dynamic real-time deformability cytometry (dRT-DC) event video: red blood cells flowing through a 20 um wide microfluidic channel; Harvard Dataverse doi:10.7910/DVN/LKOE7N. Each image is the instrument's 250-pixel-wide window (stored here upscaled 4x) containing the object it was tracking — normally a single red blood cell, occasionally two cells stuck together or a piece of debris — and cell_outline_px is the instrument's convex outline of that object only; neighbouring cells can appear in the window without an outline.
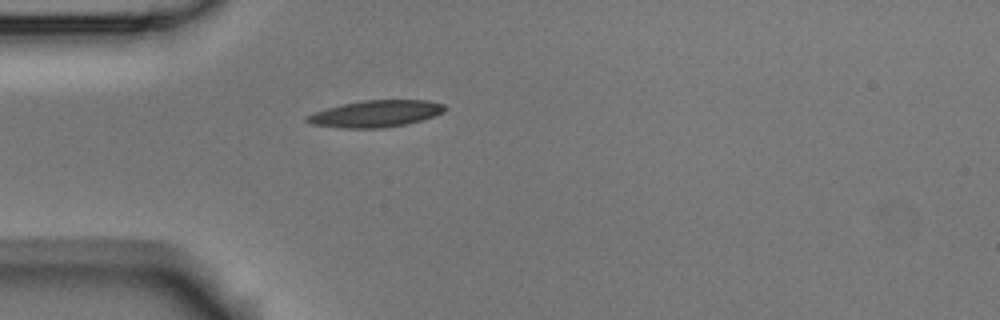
{"species": "Egyptian fruit bat (a non-hibernating species)", "species_latin": "Rousettus aegyptiacus", "temperature_condition": "room temperature", "stored_images_in_passage": 39, "camera_frame_rate_fps": 3000, "um_per_image_px": 0.085, "animal": {"sex": "male"}, "frame": {"image": 1, "passage_image": 1, "time_ms": 0.0, "image_size_px": [1000, 320], "cell_outline_px": [[444, 112], [408, 124], [384, 128], [340, 128], [312, 124], [304, 120], [304, 116], [312, 112], [360, 100], [428, 100], [444, 104]], "centroid_in_image_um": [31.89, 9.67], "position_along_channel_um": 53.1, "area_um2": 21.5}}
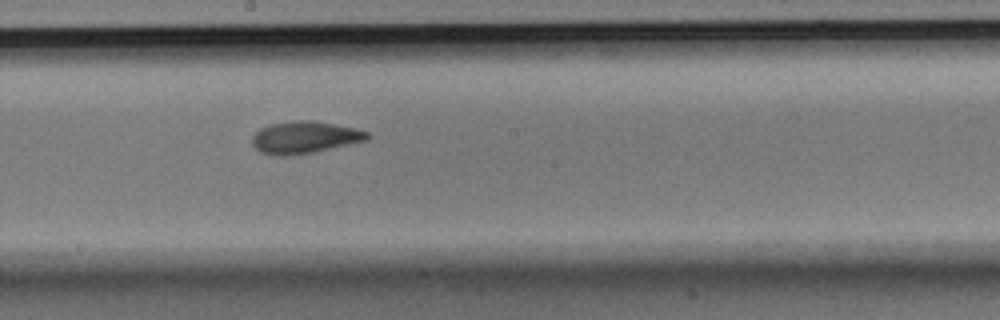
{"frame": {"image": 2, "passage_image": 15, "time_ms": 4.667, "image_size_px": [1000, 320], "cell_outline_px": [[372, 136], [368, 140], [312, 152], [288, 156], [276, 156], [260, 152], [252, 144], [252, 136], [260, 128], [268, 124], [296, 120], [316, 120], [356, 128], [368, 132]], "centroid_in_image_um": [25.9, 11.66], "position_along_channel_um": 222.3, "area_um2": 21.73}}
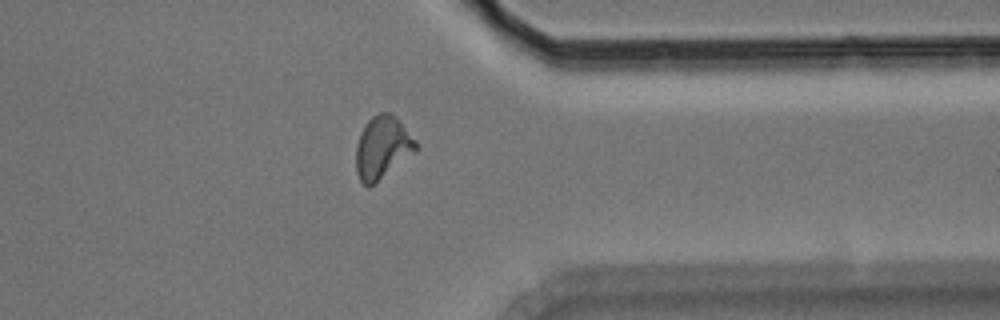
{"frame": {"image": 3, "passage_image": 28, "time_ms": 9.0, "image_size_px": [1000, 320], "cell_outline_px": [[420, 148], [416, 152], [368, 188], [360, 180], [356, 172], [356, 144], [360, 132], [368, 120], [372, 116], [380, 112], [392, 112], [396, 116], [416, 140]], "centroid_in_image_um": [32.52, 12.52], "position_along_channel_um": 378.9, "area_um2": 22.08}, "authors_computed_cell_mechanics": {"area_um2": 20.808, "velocity_mm_per_s": 3.7664, "shape_relaxation_time_tau1_ms": 3.8718, "shape_relaxation_time_tau2_ms": 2.3039, "deformation_change_tau1": 0.1738, "deformation_change_tau2": 0.0806}}